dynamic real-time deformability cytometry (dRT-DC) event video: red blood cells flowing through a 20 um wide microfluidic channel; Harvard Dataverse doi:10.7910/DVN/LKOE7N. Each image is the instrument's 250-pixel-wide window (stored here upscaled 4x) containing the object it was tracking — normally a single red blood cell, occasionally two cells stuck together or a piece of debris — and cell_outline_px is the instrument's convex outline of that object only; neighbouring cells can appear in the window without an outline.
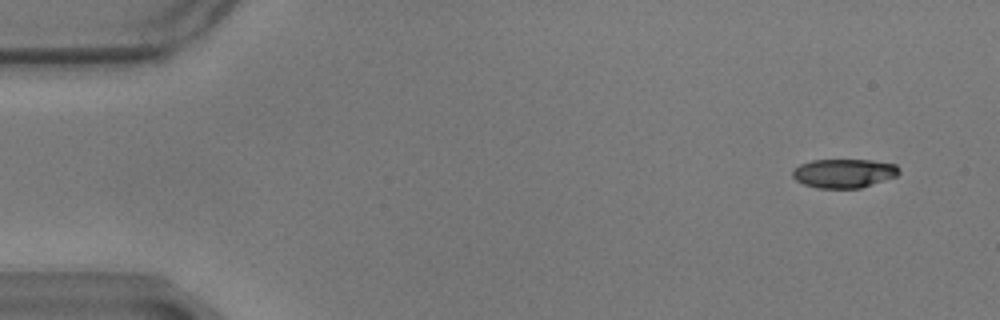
{"species": "common noctule bat (a hibernating species)", "species_latin": "Nyctalus noctula", "temperature_condition": "warm", "stored_images_in_passage": 55, "camera_frame_rate_fps": 3000, "um_per_image_px": 0.085, "animal": {"sex": "male", "body_mass_g": 17.9}, "frame": {"image": 1, "passage_image": 1, "time_ms": 0.0, "image_size_px": [1000, 320], "cell_outline_px": [[900, 172], [896, 176], [860, 188], [816, 188], [804, 184], [796, 180], [792, 176], [792, 168], [800, 164], [812, 160], [872, 160], [896, 164], [900, 168]], "centroid_in_image_um": [71.71, 14.72], "position_along_channel_um": 13.3, "area_um2": 18.03}}
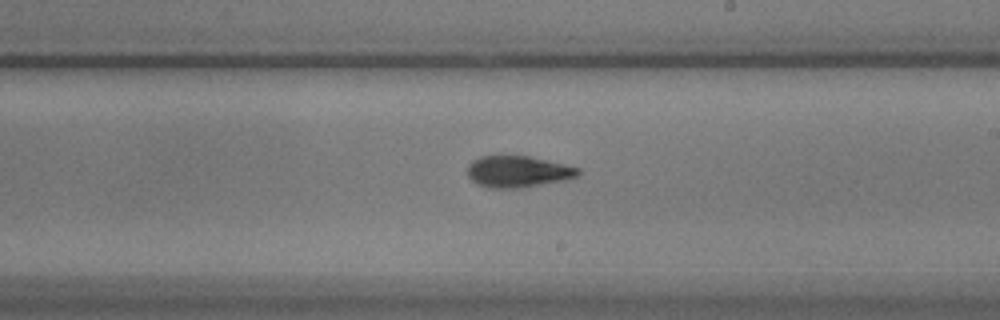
{"frame": {"image": 2, "passage_image": 31, "time_ms": 10.0, "image_size_px": [1000, 320], "cell_outline_px": [[580, 172], [576, 176], [564, 180], [520, 188], [488, 188], [476, 184], [468, 176], [468, 164], [472, 160], [480, 156], [528, 156], [564, 164], [580, 168]], "centroid_in_image_um": [43.98, 14.59], "position_along_channel_um": 245.0, "area_um2": 20.23}}
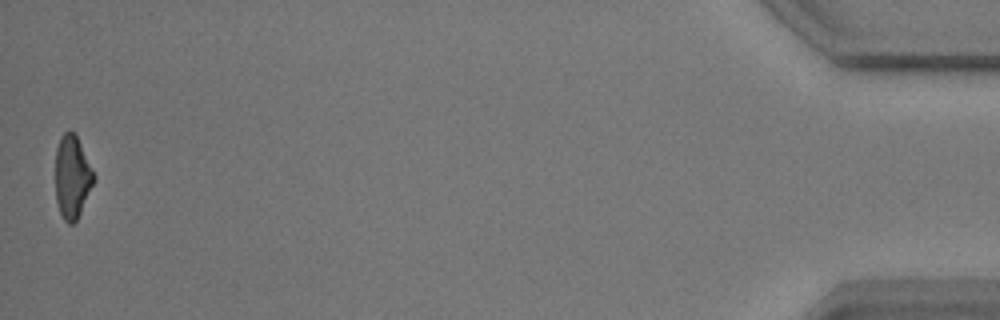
{"frame": {"image": 3, "passage_image": 55, "time_ms": 18.0, "image_size_px": [1000, 320], "cell_outline_px": [[96, 180], [76, 220], [72, 224], [68, 224], [64, 220], [60, 212], [56, 200], [56, 148], [60, 136], [64, 132], [76, 132], [96, 176]], "centroid_in_image_um": [6.16, 15.0], "position_along_channel_um": 429.0, "area_um2": 18.73}, "authors_computed_cell_mechanics": {"area_um2": 19.8254, "velocity_mm_per_s": 3.4642, "shape_relaxation_time_tau1_ms": 5.5659, "shape_relaxation_time_tau2_ms": 3.508, "deformation_change_tau1": 0.1927, "deformation_change_tau2": 0.1152}}